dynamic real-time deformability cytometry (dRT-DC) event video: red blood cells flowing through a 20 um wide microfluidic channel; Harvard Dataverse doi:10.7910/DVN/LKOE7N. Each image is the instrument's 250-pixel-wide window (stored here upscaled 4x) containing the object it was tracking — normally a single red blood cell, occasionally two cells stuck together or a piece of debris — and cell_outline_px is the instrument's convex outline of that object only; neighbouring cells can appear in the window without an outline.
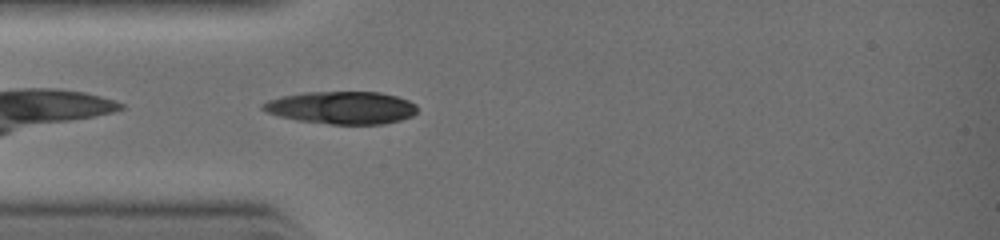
{"species": "common noctule bat (a hibernating species)", "species_latin": "Nyctalus noctula", "temperature_condition": "warm", "stored_images_in_passage": 22, "camera_frame_rate_fps": 3000, "um_per_image_px": 0.085, "animal": {"sex": "female", "body_mass_g": 19.0, "forearm_length_mm": 51.5}, "frame": {"image": 1, "passage_image": 1, "time_ms": 0.0, "image_size_px": [1000, 240], "cell_outline_px": [[416, 112], [412, 116], [400, 120], [384, 124], [332, 124], [296, 120], [264, 112], [260, 108], [260, 104], [268, 100], [280, 96], [304, 92], [380, 92], [396, 96], [408, 100], [416, 104]], "centroid_in_image_um": [29.0, 9.15], "position_along_channel_um": 56.0, "area_um2": 29.48}}
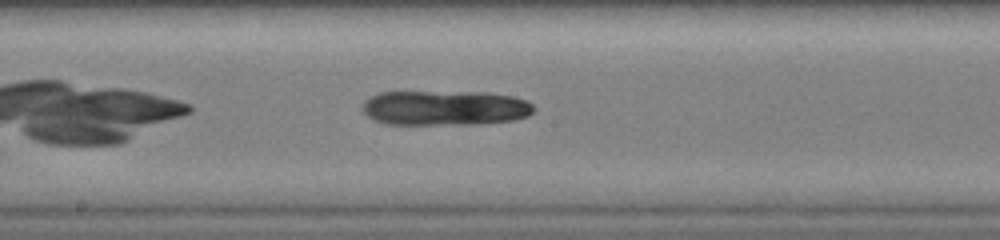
{"frame": {"image": 2, "passage_image": 9, "time_ms": 2.667, "image_size_px": [1000, 240], "cell_outline_px": [[536, 108], [528, 116], [512, 120], [472, 124], [384, 124], [368, 116], [360, 108], [364, 100], [380, 92], [488, 92], [512, 96], [528, 100]], "centroid_in_image_um": [37.82, 9.16], "position_along_channel_um": 210.4, "area_um2": 35.03}}
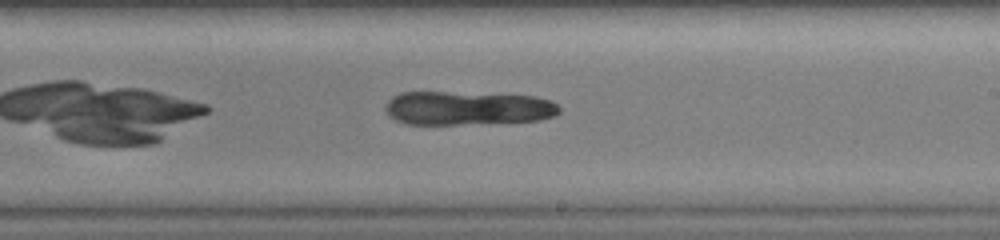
{"frame": {"image": 3, "passage_image": 11, "time_ms": 3.333, "image_size_px": [1000, 240], "cell_outline_px": [[560, 112], [552, 116], [540, 120], [456, 124], [404, 124], [388, 116], [384, 108], [384, 104], [392, 96], [400, 92], [444, 92], [536, 96], [552, 100], [560, 108]], "centroid_in_image_um": [39.69, 9.18], "position_along_channel_um": 249.3, "area_um2": 34.28}}